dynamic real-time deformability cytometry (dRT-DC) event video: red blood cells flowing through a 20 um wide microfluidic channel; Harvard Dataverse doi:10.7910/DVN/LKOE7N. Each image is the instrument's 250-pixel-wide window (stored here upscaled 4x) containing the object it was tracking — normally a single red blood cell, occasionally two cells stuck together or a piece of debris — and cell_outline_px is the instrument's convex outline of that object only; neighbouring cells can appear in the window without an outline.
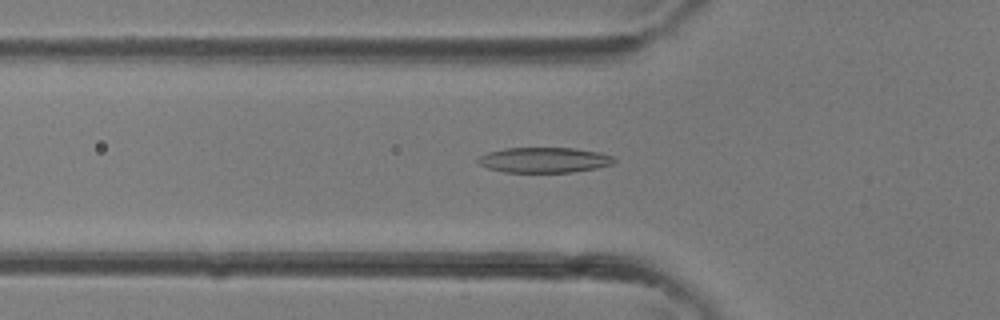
{"species": "common noctule bat (a hibernating species)", "species_latin": "Nyctalus noctula", "temperature_condition": "room temperature", "stored_images_in_passage": 29, "camera_frame_rate_fps": 3000, "um_per_image_px": 0.085, "animal": {"sex": "female"}, "frame": {"image": 1, "passage_image": 12, "time_ms": 3.667, "image_size_px": [1000, 320], "cell_outline_px": [[616, 160], [612, 164], [596, 168], [572, 172], [504, 172], [488, 168], [480, 164], [476, 160], [480, 156], [488, 152], [504, 148], [572, 148], [600, 152], [612, 156]], "centroid_in_image_um": [46.25, 13.6], "position_along_channel_um": 79.5, "area_um2": 20.0}}
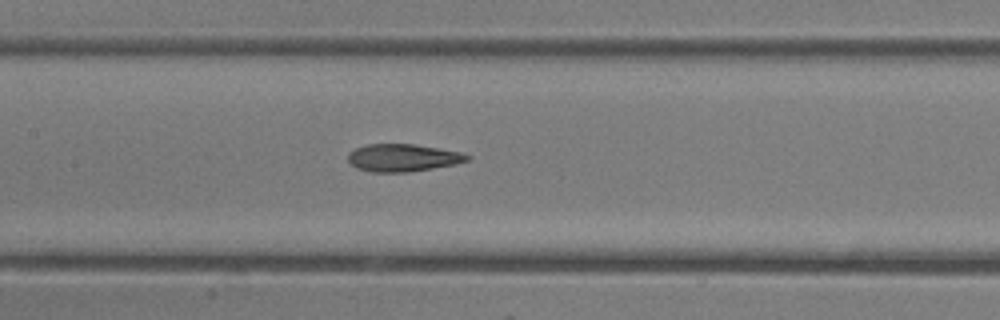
{"frame": {"image": 2, "passage_image": 17, "time_ms": 5.333, "image_size_px": [1000, 320], "cell_outline_px": [[472, 156], [468, 160], [456, 164], [408, 172], [372, 172], [356, 168], [348, 164], [348, 152], [356, 148], [368, 144], [416, 144], [460, 152]], "centroid_in_image_um": [34.21, 13.41], "position_along_channel_um": 173.2, "area_um2": 19.19}}
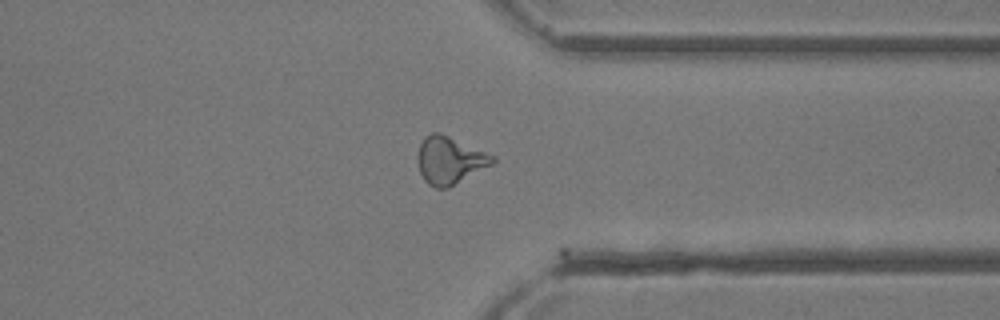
{"frame": {"image": 3, "passage_image": 28, "time_ms": 9.0, "image_size_px": [1000, 320], "cell_outline_px": [[496, 164], [448, 188], [436, 188], [428, 184], [424, 180], [420, 172], [416, 156], [420, 144], [424, 136], [432, 132], [440, 132], [496, 156]], "centroid_in_image_um": [38.25, 13.63], "position_along_channel_um": 373.1, "area_um2": 21.15}}